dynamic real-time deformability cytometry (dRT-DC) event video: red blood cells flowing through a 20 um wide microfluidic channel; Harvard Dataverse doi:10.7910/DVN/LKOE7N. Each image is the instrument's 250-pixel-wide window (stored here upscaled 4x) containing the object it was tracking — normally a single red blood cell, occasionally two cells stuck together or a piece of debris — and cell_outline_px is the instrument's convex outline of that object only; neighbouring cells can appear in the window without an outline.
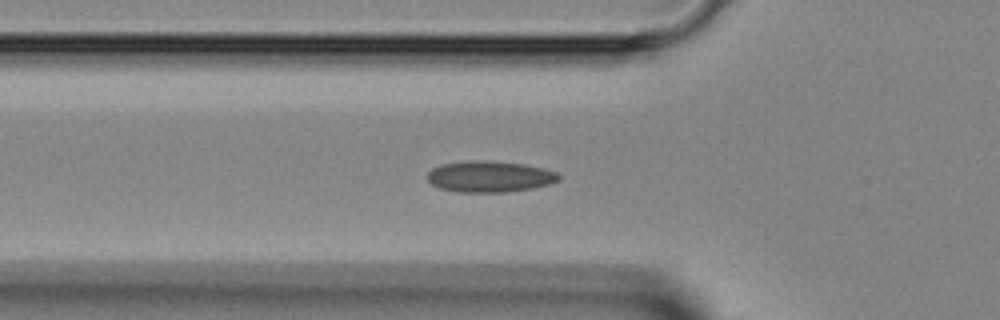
{"species": "Egyptian fruit bat (a non-hibernating species)", "species_latin": "Rousettus aegyptiacus", "temperature_condition": "room temperature", "stored_images_in_passage": 36, "segment_of_instrument_passage": [1, 2], "camera_frame_rate_fps": 3000, "um_per_image_px": 0.085, "animal": {"sex": "female"}, "frame": {"image": 1, "passage_image": 5, "time_ms": 1.333, "image_size_px": [1000, 320], "cell_outline_px": [[560, 180], [552, 184], [532, 188], [508, 192], [456, 192], [440, 188], [432, 184], [428, 180], [428, 172], [432, 168], [440, 164], [468, 160], [484, 160], [524, 164], [544, 168], [556, 172], [560, 176]], "centroid_in_image_um": [41.63, 15.0], "position_along_channel_um": 84.2, "area_um2": 24.1}}
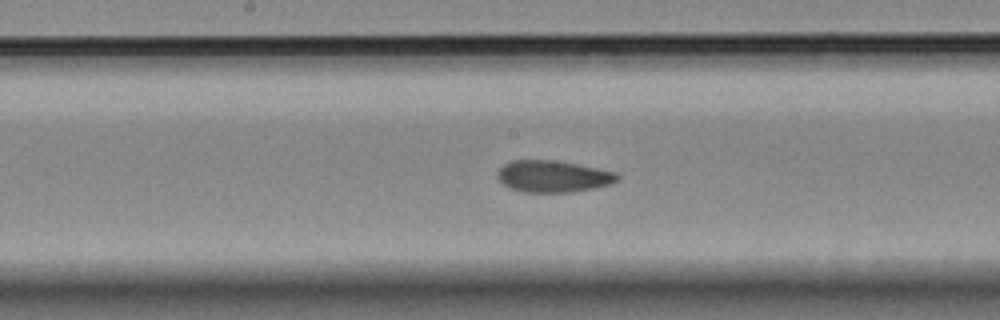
{"frame": {"image": 2, "passage_image": 13, "time_ms": 4.0, "image_size_px": [1000, 320], "cell_outline_px": [[620, 180], [612, 184], [596, 188], [572, 192], [524, 192], [508, 188], [496, 176], [496, 172], [504, 164], [512, 160], [548, 160], [576, 164], [616, 172], [620, 176]], "centroid_in_image_um": [47.02, 15.0], "position_along_channel_um": 201.2, "area_um2": 22.25}}
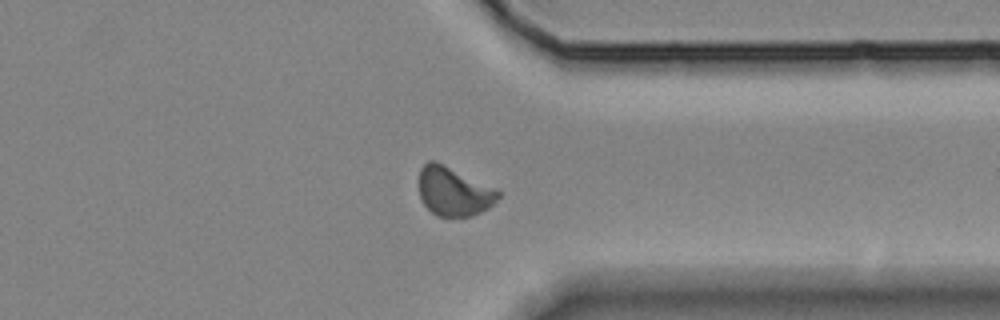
{"frame": {"image": 3, "passage_image": 25, "time_ms": 8.0, "image_size_px": [1000, 320], "cell_outline_px": [[500, 196], [488, 208], [472, 216], [436, 216], [424, 204], [420, 196], [420, 168], [428, 160], [436, 160], [496, 188], [500, 192]], "centroid_in_image_um": [38.57, 16.25], "position_along_channel_um": 372.8, "area_um2": 22.54}}